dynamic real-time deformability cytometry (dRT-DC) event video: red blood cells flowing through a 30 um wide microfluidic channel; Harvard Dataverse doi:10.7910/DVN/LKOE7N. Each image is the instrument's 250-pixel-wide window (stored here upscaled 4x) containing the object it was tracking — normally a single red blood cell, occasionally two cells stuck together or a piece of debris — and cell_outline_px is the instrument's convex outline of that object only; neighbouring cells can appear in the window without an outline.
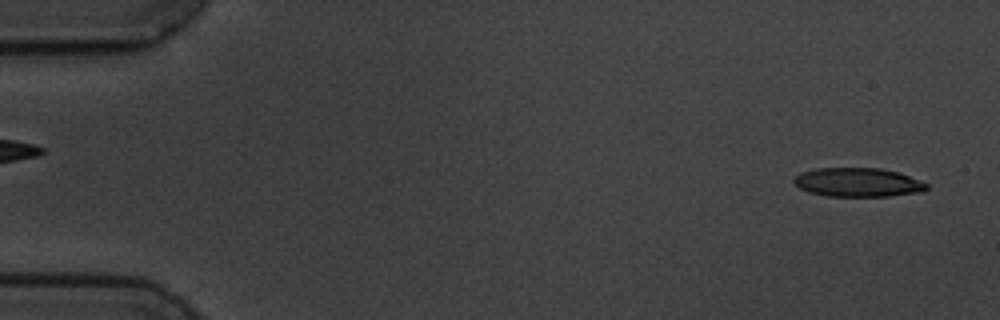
{"species": "common noctule bat (a hibernating species)", "species_latin": "Nyctalus noctula", "temperature_condition": "cold", "stored_images_in_passage": 6, "segment_of_instrument_passage": [2, 2], "camera_frame_rate_fps": 3000, "um_per_image_px": 0.085, "animal": {"sex": "male", "body_mass_g": 19.5, "forearm_length_mm": 54.6}, "frame": {"image": 1, "passage_image": 6, "time_ms": 5.667, "image_size_px": [1000, 320], "cell_outline_px": [[928, 188], [924, 192], [888, 196], [828, 196], [808, 192], [800, 188], [792, 180], [800, 172], [816, 168], [880, 168], [896, 172], [908, 176], [928, 184]], "centroid_in_image_um": [72.91, 15.5], "position_along_channel_um": 12.1, "area_um2": 22.31}}